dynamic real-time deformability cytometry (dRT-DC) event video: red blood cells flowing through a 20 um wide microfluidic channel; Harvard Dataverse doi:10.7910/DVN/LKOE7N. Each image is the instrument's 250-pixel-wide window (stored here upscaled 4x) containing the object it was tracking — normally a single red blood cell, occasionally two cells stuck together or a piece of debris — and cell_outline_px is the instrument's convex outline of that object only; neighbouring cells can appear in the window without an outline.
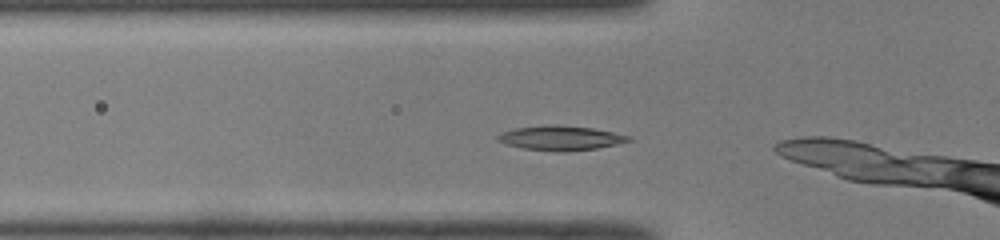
{"species": "common noctule bat (a hibernating species)", "species_latin": "Nyctalus noctula", "temperature_condition": "room temperature", "stored_images_in_passage": 7, "camera_frame_rate_fps": 3000, "um_per_image_px": 0.085, "animal": {"sex": "male", "body_mass_g": 19.0, "forearm_length_mm": 50.8}, "frame": {"image": 1, "passage_image": 3, "time_ms": 0.667, "image_size_px": [1000, 240], "cell_outline_px": [[632, 140], [616, 144], [596, 148], [564, 152], [556, 152], [524, 148], [504, 144], [496, 140], [496, 136], [504, 132], [516, 128], [548, 124], [556, 124], [592, 128], [632, 136]], "centroid_in_image_um": [47.64, 11.73], "position_along_channel_um": 78.2, "area_um2": 18.73}}
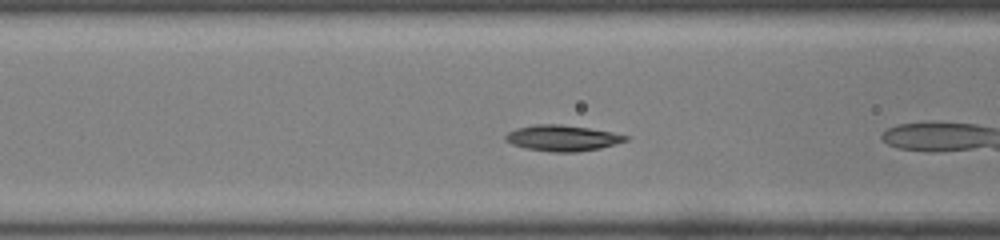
{"frame": {"image": 2, "passage_image": 6, "time_ms": 1.667, "image_size_px": [1000, 240], "cell_outline_px": [[632, 136], [628, 140], [616, 144], [600, 148], [576, 152], [552, 152], [524, 148], [512, 144], [504, 140], [504, 136], [508, 132], [516, 128], [536, 124], [560, 124], [588, 128], [612, 132]], "centroid_in_image_um": [47.81, 11.73], "position_along_channel_um": 118.8, "area_um2": 18.26}}